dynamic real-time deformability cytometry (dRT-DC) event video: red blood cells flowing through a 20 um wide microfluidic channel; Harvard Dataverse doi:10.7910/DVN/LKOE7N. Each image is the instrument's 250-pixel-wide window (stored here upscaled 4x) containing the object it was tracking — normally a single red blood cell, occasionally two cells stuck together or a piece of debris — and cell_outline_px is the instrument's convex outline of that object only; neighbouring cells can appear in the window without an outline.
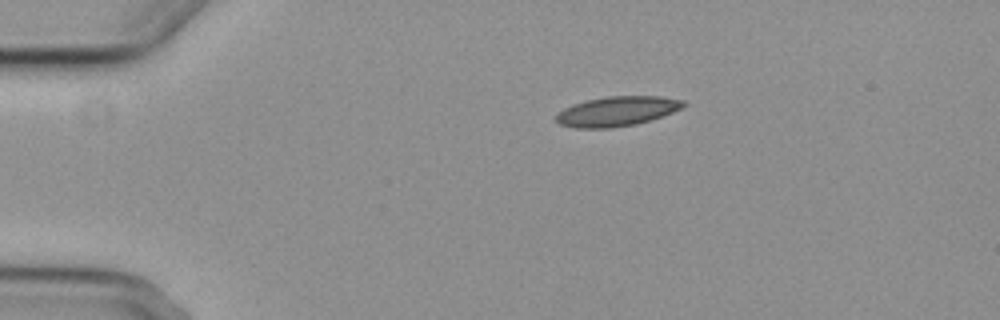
{"species": "common noctule bat (a hibernating species)", "species_latin": "Nyctalus noctula", "temperature_condition": "cold", "stored_images_in_passage": 5, "camera_frame_rate_fps": 3000, "um_per_image_px": 0.085, "animal": {"sex": "female", "body_mass_g": 29.2, "forearm_length_mm": 56.3}, "frame": {"image": 1, "passage_image": 1, "time_ms": 0.0, "image_size_px": [1000, 320], "cell_outline_px": [[688, 104], [672, 112], [636, 124], [612, 128], [576, 128], [556, 124], [552, 120], [564, 108], [572, 104], [588, 100], [608, 96], [660, 96], [684, 100]], "centroid_in_image_um": [52.39, 9.46], "position_along_channel_um": 32.6, "area_um2": 22.08}}
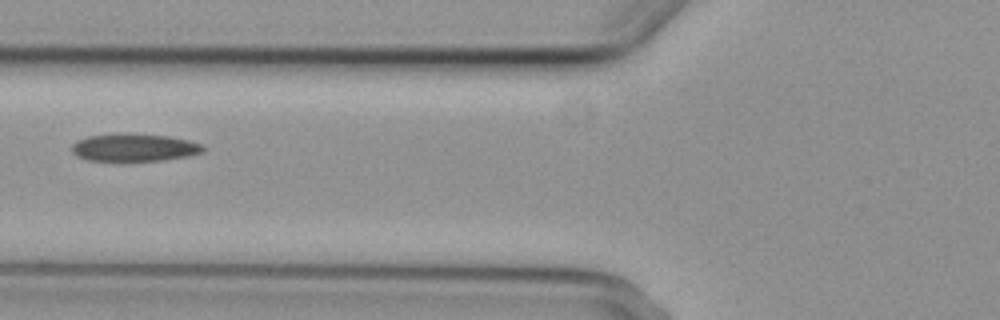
{"frame": {"image": 2, "passage_image": 4, "time_ms": 3.667, "image_size_px": [1000, 320], "cell_outline_px": [[204, 152], [188, 156], [164, 160], [88, 160], [76, 156], [72, 152], [72, 144], [76, 140], [88, 136], [116, 132], [128, 132], [168, 136], [188, 140], [204, 144]], "centroid_in_image_um": [11.4, 12.51], "position_along_channel_um": 114.4, "area_um2": 21.5}}
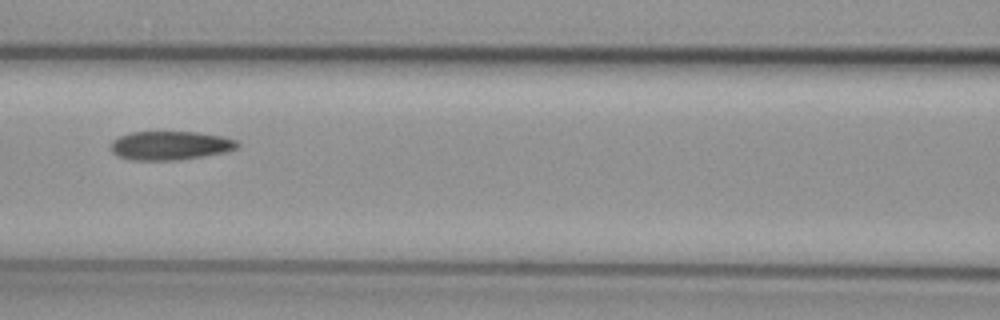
{"frame": {"image": 3, "passage_image": 5, "time_ms": 4.667, "image_size_px": [1000, 320], "cell_outline_px": [[240, 144], [236, 148], [224, 152], [180, 160], [128, 160], [116, 156], [112, 152], [112, 140], [120, 136], [132, 132], [200, 132], [224, 136], [236, 140]], "centroid_in_image_um": [14.46, 12.37], "position_along_channel_um": 152.1, "area_um2": 21.33}}